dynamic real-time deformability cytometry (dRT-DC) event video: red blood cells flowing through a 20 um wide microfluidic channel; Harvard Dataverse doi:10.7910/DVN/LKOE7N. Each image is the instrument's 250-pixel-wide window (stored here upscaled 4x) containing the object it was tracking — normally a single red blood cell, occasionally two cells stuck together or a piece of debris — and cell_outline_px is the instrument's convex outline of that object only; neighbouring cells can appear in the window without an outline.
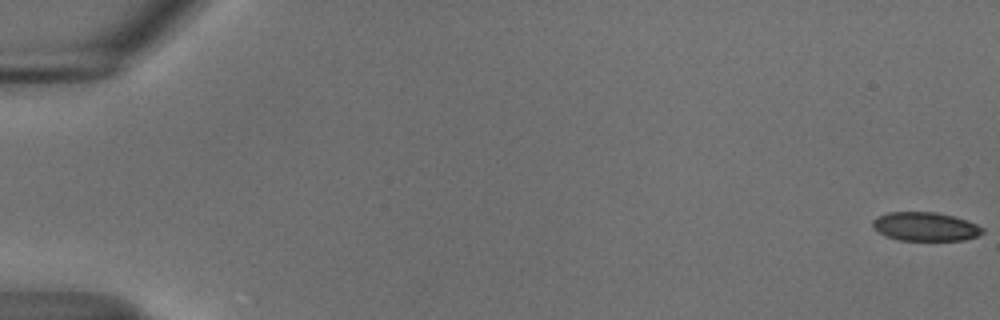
{"species": "common noctule bat (a hibernating species)", "species_latin": "Nyctalus noctula", "temperature_condition": "cold", "stored_images_in_passage": 56, "camera_frame_rate_fps": 3000, "um_per_image_px": 0.085, "animal": {"sex": "male", "body_mass_g": 18.8}, "frame": {"image": 1, "passage_image": 1, "time_ms": 0.0, "image_size_px": [1000, 320], "cell_outline_px": [[984, 232], [976, 236], [964, 240], [896, 240], [880, 232], [872, 224], [872, 220], [876, 216], [888, 212], [936, 212], [968, 220], [984, 228]], "centroid_in_image_um": [78.66, 19.25], "position_along_channel_um": 6.3, "area_um2": 18.32}}
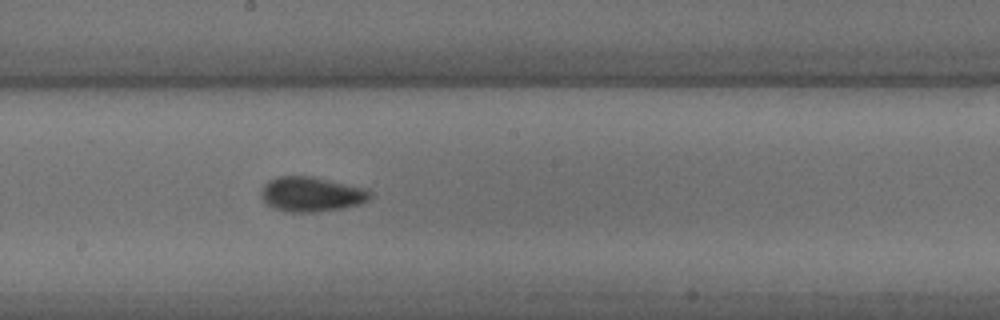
{"frame": {"image": 2, "passage_image": 32, "time_ms": 10.333, "image_size_px": [1000, 320], "cell_outline_px": [[372, 196], [368, 200], [360, 204], [344, 208], [316, 212], [284, 212], [272, 208], [260, 196], [260, 188], [268, 180], [276, 176], [312, 176], [364, 188], [372, 192]], "centroid_in_image_um": [26.43, 16.51], "position_along_channel_um": 221.8, "area_um2": 22.37}}
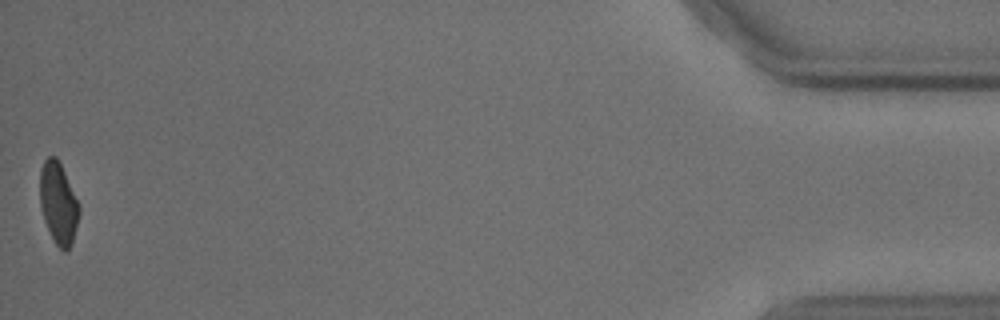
{"frame": {"image": 3, "passage_image": 56, "time_ms": 18.333, "image_size_px": [1000, 320], "cell_outline_px": [[80, 212], [72, 244], [68, 252], [64, 252], [56, 244], [44, 220], [40, 208], [40, 168], [44, 160], [48, 156], [56, 156], [80, 204]], "centroid_in_image_um": [4.96, 17.28], "position_along_channel_um": 430.2, "area_um2": 18.73}, "authors_computed_cell_mechanics": {"area_um2": 20.23, "velocity_mm_per_s": 3.6933, "shape_relaxation_time_tau1_ms": 5.8751, "shape_relaxation_time_tau2_ms": 1.9795, "deformation_change_tau1": 0.1181, "deformation_change_tau2": 0.0529}}